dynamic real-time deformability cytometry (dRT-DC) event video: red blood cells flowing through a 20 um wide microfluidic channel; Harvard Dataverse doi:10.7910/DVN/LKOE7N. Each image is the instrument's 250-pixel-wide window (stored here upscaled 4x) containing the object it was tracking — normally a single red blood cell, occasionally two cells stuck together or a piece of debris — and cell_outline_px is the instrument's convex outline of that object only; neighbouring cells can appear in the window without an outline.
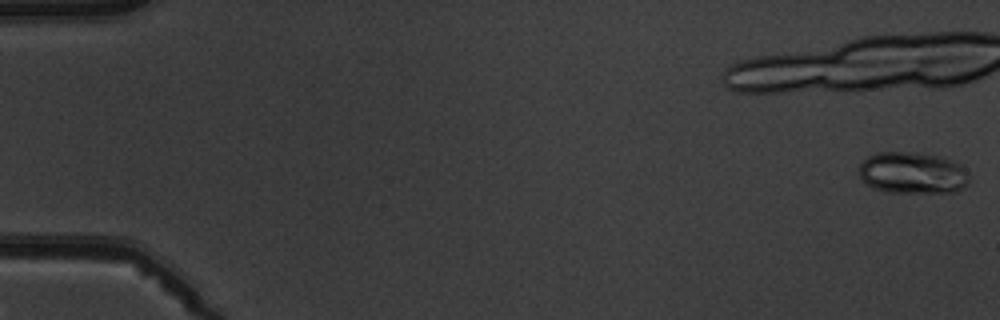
{"species": "common noctule bat (a hibernating species)", "species_latin": "Nyctalus noctula", "temperature_condition": "warm", "stored_images_in_passage": 9, "camera_frame_rate_fps": 3000, "um_per_image_px": 0.085, "animal": {"sex": "male", "body_mass_g": 19.5, "forearm_length_mm": 54.6}, "frame": {"image": 1, "passage_image": 1, "time_ms": 0.0, "image_size_px": [1000, 320], "cell_outline_px": [[968, 184], [964, 188], [956, 192], [884, 192], [872, 188], [860, 176], [860, 164], [868, 156], [880, 152], [912, 152], [944, 156], [960, 164], [968, 172]], "centroid_in_image_um": [77.61, 14.69], "position_along_channel_um": 7.4, "area_um2": 26.93}}
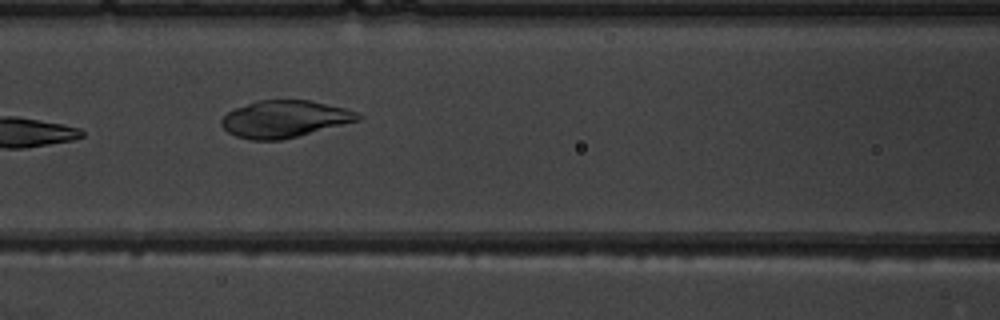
{"frame": {"image": 2, "passage_image": 8, "time_ms": 8.333, "image_size_px": [1000, 320], "cell_outline_px": [[364, 116], [360, 120], [280, 140], [252, 140], [236, 136], [228, 132], [220, 124], [220, 120], [228, 112], [236, 108], [260, 100], [308, 100], [344, 108], [356, 112]], "centroid_in_image_um": [24.18, 10.11], "position_along_channel_um": 142.4, "area_um2": 29.02}}